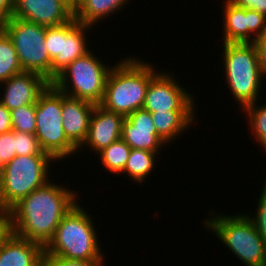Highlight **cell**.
<instances>
[{
    "label": "cell",
    "instance_id": "obj_19",
    "mask_svg": "<svg viewBox=\"0 0 266 266\" xmlns=\"http://www.w3.org/2000/svg\"><path fill=\"white\" fill-rule=\"evenodd\" d=\"M152 120L156 127L157 134L166 142L171 143L185 130L191 128L195 123L196 111H168L154 112ZM190 125V126H189Z\"/></svg>",
    "mask_w": 266,
    "mask_h": 266
},
{
    "label": "cell",
    "instance_id": "obj_13",
    "mask_svg": "<svg viewBox=\"0 0 266 266\" xmlns=\"http://www.w3.org/2000/svg\"><path fill=\"white\" fill-rule=\"evenodd\" d=\"M12 17L51 27L71 21L75 14L66 0H14Z\"/></svg>",
    "mask_w": 266,
    "mask_h": 266
},
{
    "label": "cell",
    "instance_id": "obj_35",
    "mask_svg": "<svg viewBox=\"0 0 266 266\" xmlns=\"http://www.w3.org/2000/svg\"><path fill=\"white\" fill-rule=\"evenodd\" d=\"M88 0H69L68 5L70 10L76 14Z\"/></svg>",
    "mask_w": 266,
    "mask_h": 266
},
{
    "label": "cell",
    "instance_id": "obj_4",
    "mask_svg": "<svg viewBox=\"0 0 266 266\" xmlns=\"http://www.w3.org/2000/svg\"><path fill=\"white\" fill-rule=\"evenodd\" d=\"M210 212L204 225L246 266H266V242L253 221L245 214L225 215ZM216 213V214H215Z\"/></svg>",
    "mask_w": 266,
    "mask_h": 266
},
{
    "label": "cell",
    "instance_id": "obj_8",
    "mask_svg": "<svg viewBox=\"0 0 266 266\" xmlns=\"http://www.w3.org/2000/svg\"><path fill=\"white\" fill-rule=\"evenodd\" d=\"M90 50L68 64L51 82L66 96L101 103L106 81L112 69Z\"/></svg>",
    "mask_w": 266,
    "mask_h": 266
},
{
    "label": "cell",
    "instance_id": "obj_32",
    "mask_svg": "<svg viewBox=\"0 0 266 266\" xmlns=\"http://www.w3.org/2000/svg\"><path fill=\"white\" fill-rule=\"evenodd\" d=\"M10 233V212L0 207V245Z\"/></svg>",
    "mask_w": 266,
    "mask_h": 266
},
{
    "label": "cell",
    "instance_id": "obj_23",
    "mask_svg": "<svg viewBox=\"0 0 266 266\" xmlns=\"http://www.w3.org/2000/svg\"><path fill=\"white\" fill-rule=\"evenodd\" d=\"M22 72L24 71L12 40L0 27V84Z\"/></svg>",
    "mask_w": 266,
    "mask_h": 266
},
{
    "label": "cell",
    "instance_id": "obj_6",
    "mask_svg": "<svg viewBox=\"0 0 266 266\" xmlns=\"http://www.w3.org/2000/svg\"><path fill=\"white\" fill-rule=\"evenodd\" d=\"M50 155L15 156L0 169V207L10 210L21 199L49 181Z\"/></svg>",
    "mask_w": 266,
    "mask_h": 266
},
{
    "label": "cell",
    "instance_id": "obj_3",
    "mask_svg": "<svg viewBox=\"0 0 266 266\" xmlns=\"http://www.w3.org/2000/svg\"><path fill=\"white\" fill-rule=\"evenodd\" d=\"M80 205L77 203L63 217L44 253L65 259L104 261L95 222Z\"/></svg>",
    "mask_w": 266,
    "mask_h": 266
},
{
    "label": "cell",
    "instance_id": "obj_12",
    "mask_svg": "<svg viewBox=\"0 0 266 266\" xmlns=\"http://www.w3.org/2000/svg\"><path fill=\"white\" fill-rule=\"evenodd\" d=\"M223 43H254L266 32V16L237 6L231 0L223 2Z\"/></svg>",
    "mask_w": 266,
    "mask_h": 266
},
{
    "label": "cell",
    "instance_id": "obj_20",
    "mask_svg": "<svg viewBox=\"0 0 266 266\" xmlns=\"http://www.w3.org/2000/svg\"><path fill=\"white\" fill-rule=\"evenodd\" d=\"M129 0H88L85 5L75 14L79 23L95 26L102 22L103 18L117 13L127 5ZM121 8V9H120Z\"/></svg>",
    "mask_w": 266,
    "mask_h": 266
},
{
    "label": "cell",
    "instance_id": "obj_26",
    "mask_svg": "<svg viewBox=\"0 0 266 266\" xmlns=\"http://www.w3.org/2000/svg\"><path fill=\"white\" fill-rule=\"evenodd\" d=\"M14 137L16 138V156L49 155L41 149L35 134L14 131Z\"/></svg>",
    "mask_w": 266,
    "mask_h": 266
},
{
    "label": "cell",
    "instance_id": "obj_18",
    "mask_svg": "<svg viewBox=\"0 0 266 266\" xmlns=\"http://www.w3.org/2000/svg\"><path fill=\"white\" fill-rule=\"evenodd\" d=\"M44 248L12 232L0 245V266H43Z\"/></svg>",
    "mask_w": 266,
    "mask_h": 266
},
{
    "label": "cell",
    "instance_id": "obj_16",
    "mask_svg": "<svg viewBox=\"0 0 266 266\" xmlns=\"http://www.w3.org/2000/svg\"><path fill=\"white\" fill-rule=\"evenodd\" d=\"M124 119L123 115L106 110L99 104L95 105L90 118L87 138L79 149L87 146L97 154L111 143L121 139Z\"/></svg>",
    "mask_w": 266,
    "mask_h": 266
},
{
    "label": "cell",
    "instance_id": "obj_5",
    "mask_svg": "<svg viewBox=\"0 0 266 266\" xmlns=\"http://www.w3.org/2000/svg\"><path fill=\"white\" fill-rule=\"evenodd\" d=\"M222 51L227 88L242 111L257 102V99L260 100L258 95L261 93L262 81H265L256 46L254 43H223Z\"/></svg>",
    "mask_w": 266,
    "mask_h": 266
},
{
    "label": "cell",
    "instance_id": "obj_7",
    "mask_svg": "<svg viewBox=\"0 0 266 266\" xmlns=\"http://www.w3.org/2000/svg\"><path fill=\"white\" fill-rule=\"evenodd\" d=\"M35 114V136L45 153L55 161H61L80 151L67 138L63 129L62 92L52 83L40 94L35 104Z\"/></svg>",
    "mask_w": 266,
    "mask_h": 266
},
{
    "label": "cell",
    "instance_id": "obj_30",
    "mask_svg": "<svg viewBox=\"0 0 266 266\" xmlns=\"http://www.w3.org/2000/svg\"><path fill=\"white\" fill-rule=\"evenodd\" d=\"M237 6L254 10L266 16V0H231Z\"/></svg>",
    "mask_w": 266,
    "mask_h": 266
},
{
    "label": "cell",
    "instance_id": "obj_9",
    "mask_svg": "<svg viewBox=\"0 0 266 266\" xmlns=\"http://www.w3.org/2000/svg\"><path fill=\"white\" fill-rule=\"evenodd\" d=\"M17 52L23 71L43 75L51 82V65L45 40V26L10 17L0 23Z\"/></svg>",
    "mask_w": 266,
    "mask_h": 266
},
{
    "label": "cell",
    "instance_id": "obj_25",
    "mask_svg": "<svg viewBox=\"0 0 266 266\" xmlns=\"http://www.w3.org/2000/svg\"><path fill=\"white\" fill-rule=\"evenodd\" d=\"M12 130L35 134L36 114L35 104L24 105L11 110Z\"/></svg>",
    "mask_w": 266,
    "mask_h": 266
},
{
    "label": "cell",
    "instance_id": "obj_1",
    "mask_svg": "<svg viewBox=\"0 0 266 266\" xmlns=\"http://www.w3.org/2000/svg\"><path fill=\"white\" fill-rule=\"evenodd\" d=\"M77 193L48 181L9 210L11 232L45 248L63 217L79 203Z\"/></svg>",
    "mask_w": 266,
    "mask_h": 266
},
{
    "label": "cell",
    "instance_id": "obj_27",
    "mask_svg": "<svg viewBox=\"0 0 266 266\" xmlns=\"http://www.w3.org/2000/svg\"><path fill=\"white\" fill-rule=\"evenodd\" d=\"M266 175V174H265ZM266 178V176H265ZM262 192L260 193V197L257 200L258 204L256 205L255 215H248V217L253 221L258 234L264 239L266 242V179L263 182Z\"/></svg>",
    "mask_w": 266,
    "mask_h": 266
},
{
    "label": "cell",
    "instance_id": "obj_22",
    "mask_svg": "<svg viewBox=\"0 0 266 266\" xmlns=\"http://www.w3.org/2000/svg\"><path fill=\"white\" fill-rule=\"evenodd\" d=\"M131 148L123 139L111 143L96 155L105 169L113 174L119 175L123 172L124 167L129 159Z\"/></svg>",
    "mask_w": 266,
    "mask_h": 266
},
{
    "label": "cell",
    "instance_id": "obj_10",
    "mask_svg": "<svg viewBox=\"0 0 266 266\" xmlns=\"http://www.w3.org/2000/svg\"><path fill=\"white\" fill-rule=\"evenodd\" d=\"M92 28L75 17L62 25L45 27L44 42L52 61L51 82L68 64L90 51L86 36Z\"/></svg>",
    "mask_w": 266,
    "mask_h": 266
},
{
    "label": "cell",
    "instance_id": "obj_31",
    "mask_svg": "<svg viewBox=\"0 0 266 266\" xmlns=\"http://www.w3.org/2000/svg\"><path fill=\"white\" fill-rule=\"evenodd\" d=\"M258 54V61L263 75L266 77V32L254 42Z\"/></svg>",
    "mask_w": 266,
    "mask_h": 266
},
{
    "label": "cell",
    "instance_id": "obj_34",
    "mask_svg": "<svg viewBox=\"0 0 266 266\" xmlns=\"http://www.w3.org/2000/svg\"><path fill=\"white\" fill-rule=\"evenodd\" d=\"M14 0H0V23L12 16Z\"/></svg>",
    "mask_w": 266,
    "mask_h": 266
},
{
    "label": "cell",
    "instance_id": "obj_28",
    "mask_svg": "<svg viewBox=\"0 0 266 266\" xmlns=\"http://www.w3.org/2000/svg\"><path fill=\"white\" fill-rule=\"evenodd\" d=\"M16 156V138L14 131L0 134V169Z\"/></svg>",
    "mask_w": 266,
    "mask_h": 266
},
{
    "label": "cell",
    "instance_id": "obj_21",
    "mask_svg": "<svg viewBox=\"0 0 266 266\" xmlns=\"http://www.w3.org/2000/svg\"><path fill=\"white\" fill-rule=\"evenodd\" d=\"M158 154L147 150L131 149L129 159L121 174H127L131 182L143 183L156 168Z\"/></svg>",
    "mask_w": 266,
    "mask_h": 266
},
{
    "label": "cell",
    "instance_id": "obj_14",
    "mask_svg": "<svg viewBox=\"0 0 266 266\" xmlns=\"http://www.w3.org/2000/svg\"><path fill=\"white\" fill-rule=\"evenodd\" d=\"M123 139L131 149L147 150L159 155L167 143L157 134L151 112L144 108L125 117L122 124Z\"/></svg>",
    "mask_w": 266,
    "mask_h": 266
},
{
    "label": "cell",
    "instance_id": "obj_24",
    "mask_svg": "<svg viewBox=\"0 0 266 266\" xmlns=\"http://www.w3.org/2000/svg\"><path fill=\"white\" fill-rule=\"evenodd\" d=\"M247 113L250 131L260 147L266 151V104L258 106L257 102L242 109Z\"/></svg>",
    "mask_w": 266,
    "mask_h": 266
},
{
    "label": "cell",
    "instance_id": "obj_2",
    "mask_svg": "<svg viewBox=\"0 0 266 266\" xmlns=\"http://www.w3.org/2000/svg\"><path fill=\"white\" fill-rule=\"evenodd\" d=\"M142 60L129 55L112 66L100 106L124 117L143 108L150 80L158 70Z\"/></svg>",
    "mask_w": 266,
    "mask_h": 266
},
{
    "label": "cell",
    "instance_id": "obj_33",
    "mask_svg": "<svg viewBox=\"0 0 266 266\" xmlns=\"http://www.w3.org/2000/svg\"><path fill=\"white\" fill-rule=\"evenodd\" d=\"M11 130V111L0 102V134Z\"/></svg>",
    "mask_w": 266,
    "mask_h": 266
},
{
    "label": "cell",
    "instance_id": "obj_15",
    "mask_svg": "<svg viewBox=\"0 0 266 266\" xmlns=\"http://www.w3.org/2000/svg\"><path fill=\"white\" fill-rule=\"evenodd\" d=\"M50 83L41 74L24 71L1 83L5 88L0 102L10 111L24 105L36 104L40 94Z\"/></svg>",
    "mask_w": 266,
    "mask_h": 266
},
{
    "label": "cell",
    "instance_id": "obj_11",
    "mask_svg": "<svg viewBox=\"0 0 266 266\" xmlns=\"http://www.w3.org/2000/svg\"><path fill=\"white\" fill-rule=\"evenodd\" d=\"M161 72L158 71L150 80L143 108L151 113L196 111L195 96L175 80L173 73Z\"/></svg>",
    "mask_w": 266,
    "mask_h": 266
},
{
    "label": "cell",
    "instance_id": "obj_29",
    "mask_svg": "<svg viewBox=\"0 0 266 266\" xmlns=\"http://www.w3.org/2000/svg\"><path fill=\"white\" fill-rule=\"evenodd\" d=\"M43 266H105V261L65 259L62 257L46 255L44 253Z\"/></svg>",
    "mask_w": 266,
    "mask_h": 266
},
{
    "label": "cell",
    "instance_id": "obj_17",
    "mask_svg": "<svg viewBox=\"0 0 266 266\" xmlns=\"http://www.w3.org/2000/svg\"><path fill=\"white\" fill-rule=\"evenodd\" d=\"M95 104L66 96L62 92L63 129L67 138L79 149L88 135L90 118Z\"/></svg>",
    "mask_w": 266,
    "mask_h": 266
}]
</instances>
